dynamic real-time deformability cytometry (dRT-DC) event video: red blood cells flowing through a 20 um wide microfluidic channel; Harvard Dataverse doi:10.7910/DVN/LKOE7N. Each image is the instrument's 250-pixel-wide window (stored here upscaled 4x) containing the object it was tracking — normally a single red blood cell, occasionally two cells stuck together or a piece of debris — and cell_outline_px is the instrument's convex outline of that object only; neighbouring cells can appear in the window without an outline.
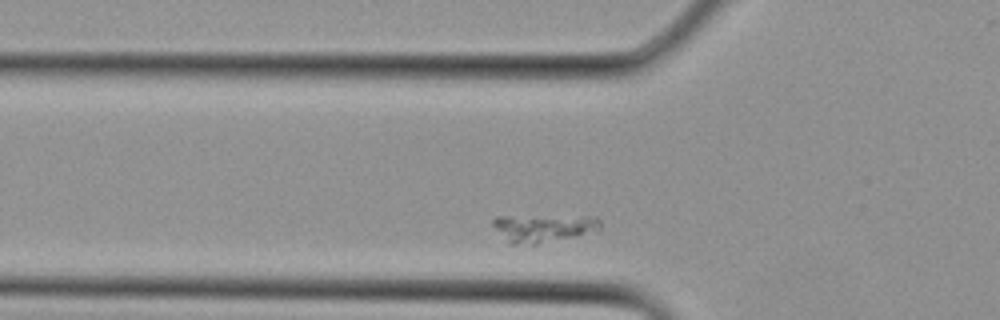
{"species": "Egyptian fruit bat (a non-hibernating species)", "species_latin": "Rousettus aegyptiacus", "temperature_condition": "cold", "stored_images_in_passage": 23, "camera_frame_rate_fps": 3000, "um_per_image_px": 0.085, "animal": {"sex": "female"}, "frame": {"image": 1, "passage_image": 7, "time_ms": 2.0, "image_size_px": [1000, 320], "cell_outline_px": [[600, 232], [536, 244], [508, 244], [492, 224], [492, 220], [496, 216], [592, 216], [600, 220]], "centroid_in_image_um": [46.23, 19.39], "position_along_channel_um": 79.6, "area_um2": 17.74}}
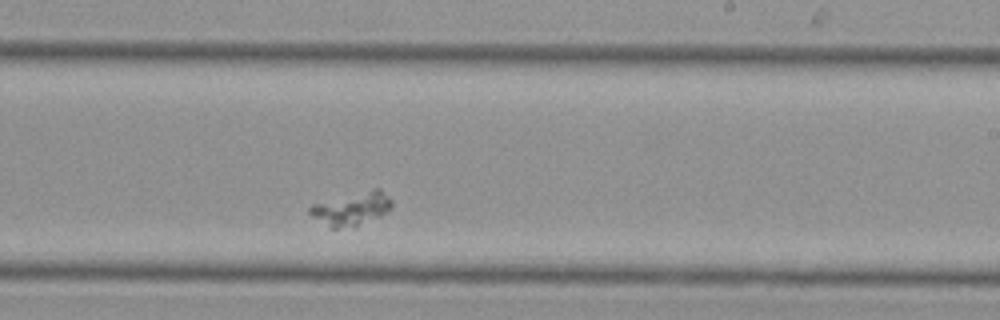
{"frame": {"image": 2, "passage_image": 16, "time_ms": 5.0, "image_size_px": [1000, 320], "cell_outline_px": [[392, 208], [388, 212], [380, 216], [356, 224], [336, 228], [328, 228], [312, 216], [308, 212], [308, 208], [312, 204], [372, 188], [380, 188], [392, 200]], "centroid_in_image_um": [29.89, 17.71], "position_along_channel_um": 259.1, "area_um2": 15.66}}
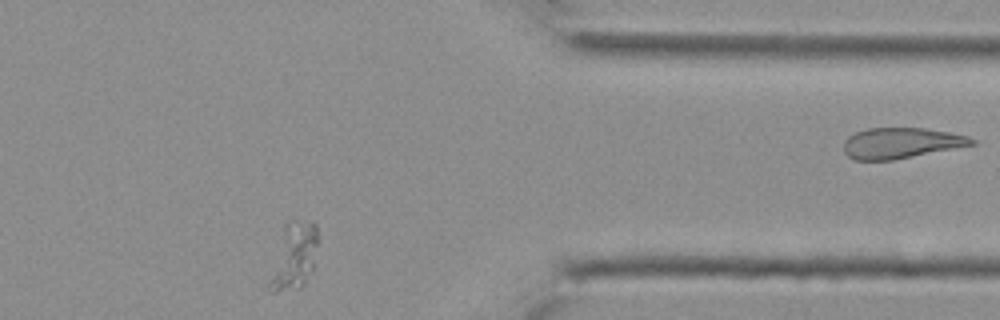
{"frame": {"image": 3, "passage_image": 23, "time_ms": 7.333, "image_size_px": [1000, 320], "cell_outline_px": [[320, 240], [312, 272], [304, 284], [300, 288], [276, 292], [272, 292], [268, 284], [284, 224], [288, 220], [312, 220], [316, 224]], "centroid_in_image_um": [25.05, 21.72], "position_along_channel_um": 386.3, "area_um2": 19.13}}